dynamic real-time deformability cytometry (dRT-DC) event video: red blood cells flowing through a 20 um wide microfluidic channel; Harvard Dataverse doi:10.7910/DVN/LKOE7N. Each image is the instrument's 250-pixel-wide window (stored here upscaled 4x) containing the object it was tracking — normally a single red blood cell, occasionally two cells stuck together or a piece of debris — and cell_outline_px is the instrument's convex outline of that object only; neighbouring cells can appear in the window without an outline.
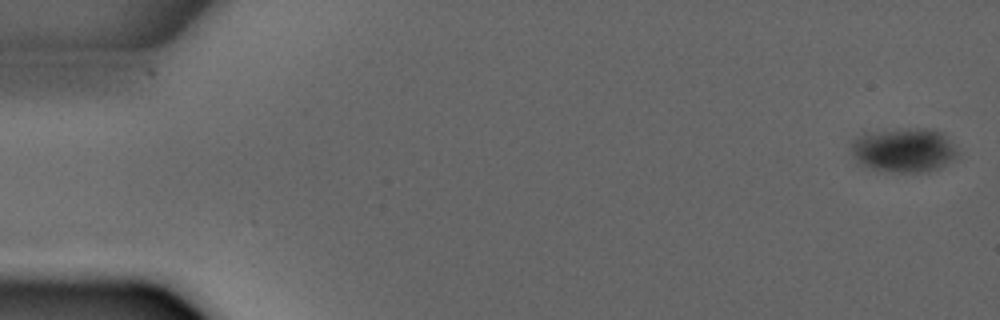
{"species": "common noctule bat (a hibernating species)", "species_latin": "Nyctalus noctula", "temperature_condition": "warm", "stored_images_in_passage": 5, "camera_frame_rate_fps": 3000, "um_per_image_px": 0.085, "animal": {"sex": "male", "forearm_length_mm": 52.5}, "frame": {"image": 1, "passage_image": 1, "time_ms": 0.0, "image_size_px": [1000, 320], "cell_outline_px": [[960, 156], [956, 160], [940, 168], [928, 172], [888, 172], [864, 168], [856, 164], [852, 156], [852, 140], [856, 136], [876, 132], [908, 128], [928, 128], [944, 132], [960, 152]], "centroid_in_image_um": [76.87, 12.79], "position_along_channel_um": 8.1, "area_um2": 28.32}}